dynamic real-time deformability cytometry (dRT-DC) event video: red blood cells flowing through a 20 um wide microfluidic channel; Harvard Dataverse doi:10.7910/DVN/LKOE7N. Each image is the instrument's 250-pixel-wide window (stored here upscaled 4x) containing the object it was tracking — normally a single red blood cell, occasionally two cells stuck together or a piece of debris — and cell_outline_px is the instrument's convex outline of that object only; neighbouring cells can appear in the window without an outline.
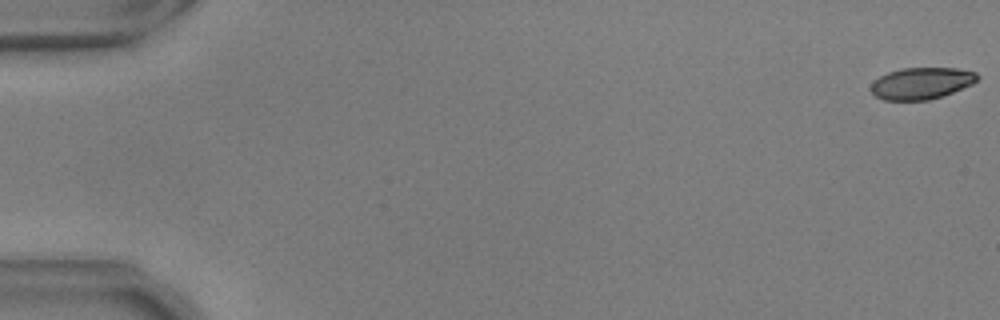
{"species": "common noctule bat (a hibernating species)", "species_latin": "Nyctalus noctula", "temperature_condition": "warm", "stored_images_in_passage": 17, "camera_frame_rate_fps": 3000, "um_per_image_px": 0.085, "animal": {"sex": "male", "body_mass_g": 17.9, "forearm_length_mm": 54.2}, "frame": {"image": 1, "passage_image": 1, "time_ms": 0.0, "image_size_px": [1000, 320], "cell_outline_px": [[980, 76], [972, 84], [952, 92], [928, 100], [884, 100], [876, 96], [872, 92], [872, 84], [880, 76], [888, 72], [900, 68], [956, 68], [976, 72]], "centroid_in_image_um": [78.33, 7.07], "position_along_channel_um": 6.7, "area_um2": 19.42}}
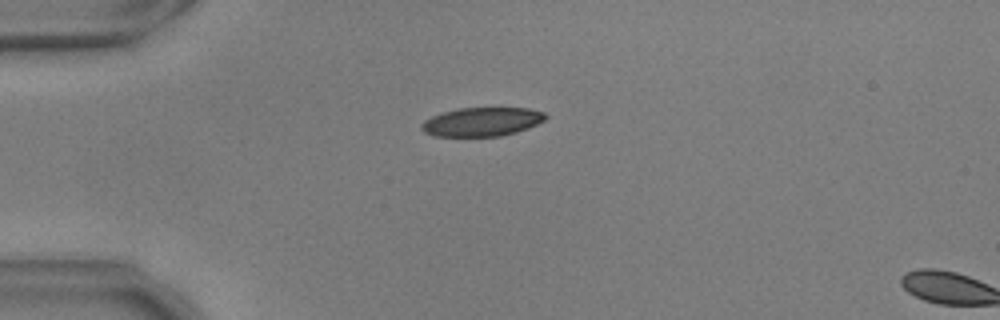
{"frame": {"image": 2, "passage_image": 15, "time_ms": 4.667, "image_size_px": [1000, 320], "cell_outline_px": [[548, 116], [544, 120], [528, 128], [516, 132], [500, 136], [436, 136], [424, 132], [420, 128], [420, 124], [424, 120], [432, 116], [456, 108], [528, 108], [544, 112]], "centroid_in_image_um": [40.95, 10.35], "position_along_channel_um": 44.1, "area_um2": 20.81}}